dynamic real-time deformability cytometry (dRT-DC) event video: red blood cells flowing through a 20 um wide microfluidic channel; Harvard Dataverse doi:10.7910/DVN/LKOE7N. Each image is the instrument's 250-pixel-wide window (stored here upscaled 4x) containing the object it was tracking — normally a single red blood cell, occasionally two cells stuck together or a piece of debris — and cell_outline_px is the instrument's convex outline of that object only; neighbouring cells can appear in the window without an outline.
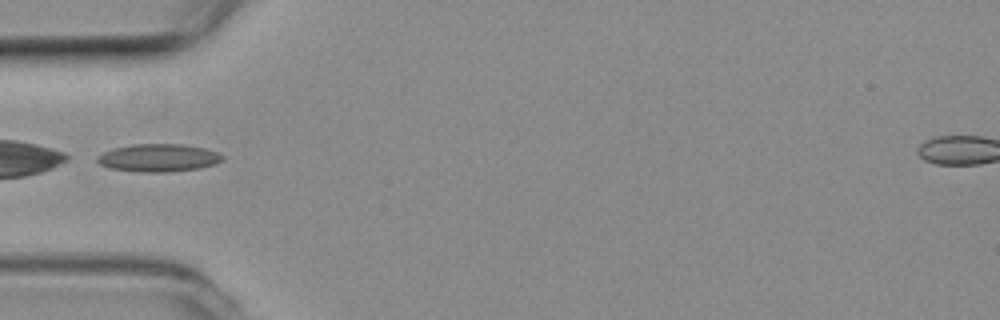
{"species": "common noctule bat (a hibernating species)", "species_latin": "Nyctalus noctula", "temperature_condition": "room temperature", "stored_images_in_passage": 7, "camera_frame_rate_fps": 3000, "um_per_image_px": 0.085, "animal": {"sex": "female", "body_mass_g": 19.3, "forearm_length_mm": 54.1}, "frame": {"image": 1, "passage_image": 1, "time_ms": 0.0, "image_size_px": [1000, 320], "cell_outline_px": [[224, 160], [216, 164], [200, 168], [168, 172], [140, 172], [108, 168], [100, 164], [96, 160], [96, 156], [112, 148], [132, 144], [180, 144], [204, 148], [216, 152], [224, 156]], "centroid_in_image_um": [13.46, 13.42], "position_along_channel_um": 71.5, "area_um2": 20.4}}